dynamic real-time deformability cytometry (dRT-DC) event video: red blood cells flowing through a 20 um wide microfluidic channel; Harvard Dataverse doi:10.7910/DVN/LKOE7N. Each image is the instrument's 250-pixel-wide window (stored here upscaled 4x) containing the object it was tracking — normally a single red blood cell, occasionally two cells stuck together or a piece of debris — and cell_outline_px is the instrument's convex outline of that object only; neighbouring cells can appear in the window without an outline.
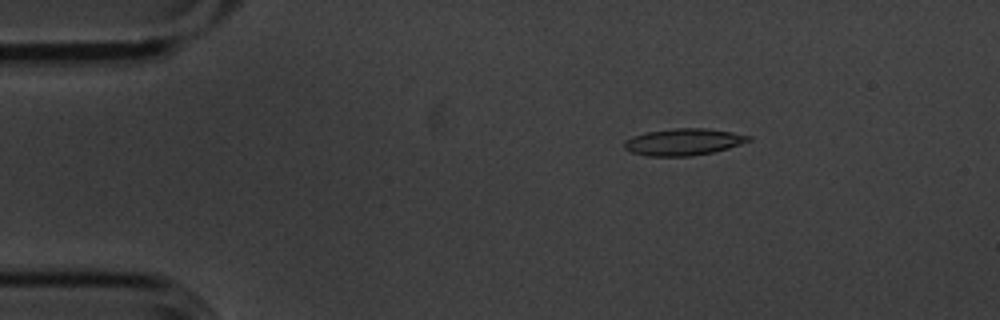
{"species": "common noctule bat (a hibernating species)", "species_latin": "Nyctalus noctula", "temperature_condition": "cold", "stored_images_in_passage": 5, "camera_frame_rate_fps": 3000, "um_per_image_px": 0.085, "animal": {"sex": "male", "body_mass_g": 20.1, "forearm_length_mm": 53.5}, "frame": {"image": 1, "passage_image": 3, "time_ms": 0.667, "image_size_px": [1000, 320], "cell_outline_px": [[752, 140], [728, 148], [712, 152], [688, 156], [648, 156], [632, 152], [624, 148], [624, 140], [632, 136], [644, 132], [676, 128], [704, 128], [732, 132], [752, 136]], "centroid_in_image_um": [58.08, 12.05], "position_along_channel_um": 26.9, "area_um2": 19.36}}
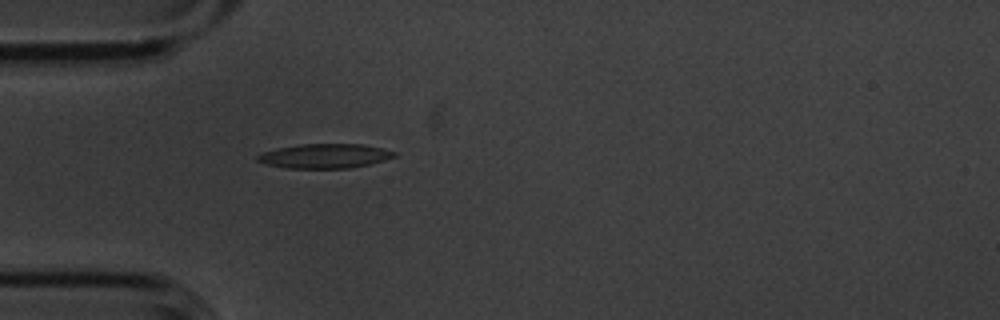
{"frame": {"image": 2, "passage_image": 5, "time_ms": 1.333, "image_size_px": [1000, 320], "cell_outline_px": [[396, 156], [384, 160], [368, 164], [348, 168], [284, 168], [268, 164], [256, 160], [256, 156], [264, 152], [280, 148], [300, 144], [364, 144], [396, 152]], "centroid_in_image_um": [27.61, 13.26], "position_along_channel_um": 57.4, "area_um2": 19.19}}